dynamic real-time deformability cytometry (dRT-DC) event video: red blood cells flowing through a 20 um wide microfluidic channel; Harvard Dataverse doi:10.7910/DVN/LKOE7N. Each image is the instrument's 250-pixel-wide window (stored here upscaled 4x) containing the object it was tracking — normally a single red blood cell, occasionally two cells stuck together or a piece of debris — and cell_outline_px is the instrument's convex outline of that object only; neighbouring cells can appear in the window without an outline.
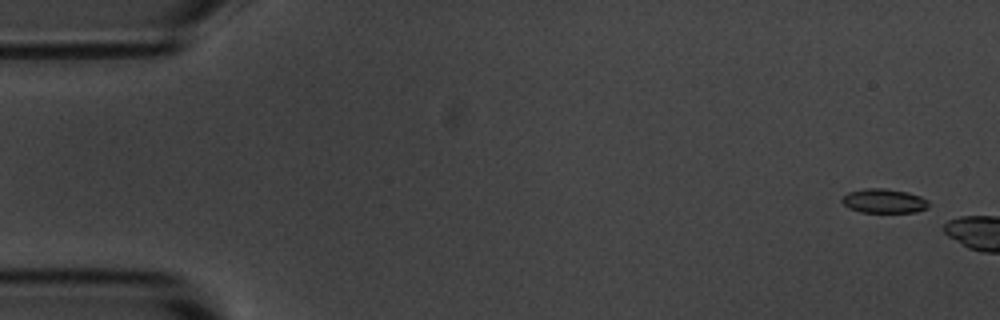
{"species": "common noctule bat (a hibernating species)", "species_latin": "Nyctalus noctula", "temperature_condition": "room temperature", "stored_images_in_passage": 3, "camera_frame_rate_fps": 3000, "um_per_image_px": 0.085, "animal": {"sex": "male", "body_mass_g": 20.1, "forearm_length_mm": 53.5}, "frame": {"image": 1, "passage_image": 1, "time_ms": 0.0, "image_size_px": [1000, 320], "cell_outline_px": [[928, 208], [916, 212], [860, 212], [848, 208], [840, 200], [848, 192], [864, 188], [884, 188], [908, 192], [920, 196], [928, 200]], "centroid_in_image_um": [75.13, 17.08], "position_along_channel_um": 9.9, "area_um2": 12.31}}